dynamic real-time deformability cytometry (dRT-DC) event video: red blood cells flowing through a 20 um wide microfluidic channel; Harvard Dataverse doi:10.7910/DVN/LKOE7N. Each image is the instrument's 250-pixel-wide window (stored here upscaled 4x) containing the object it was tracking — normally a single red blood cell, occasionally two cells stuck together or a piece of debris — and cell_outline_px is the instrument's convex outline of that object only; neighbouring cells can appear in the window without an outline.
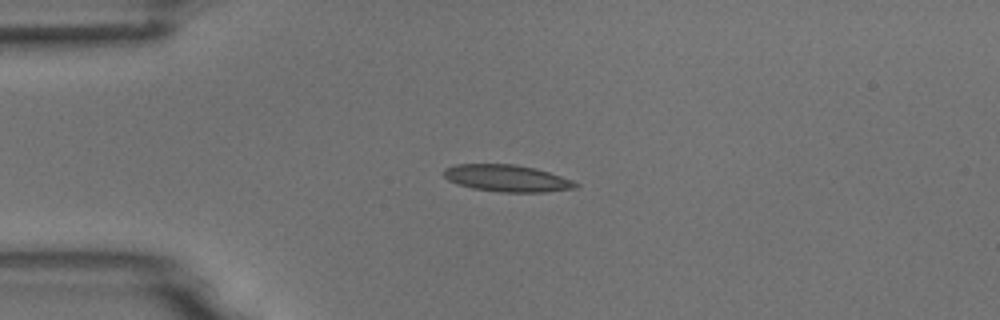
{"species": "common noctule bat (a hibernating species)", "species_latin": "Nyctalus noctula", "temperature_condition": "room temperature", "stored_images_in_passage": 7, "camera_frame_rate_fps": 3000, "um_per_image_px": 0.085, "animal": {"sex": "male", "body_mass_g": 18.8}, "frame": {"image": 1, "passage_image": 4, "time_ms": 3.333, "image_size_px": [1000, 320], "cell_outline_px": [[580, 184], [576, 188], [544, 192], [500, 192], [472, 188], [448, 180], [444, 176], [444, 168], [456, 164], [512, 164], [536, 168], [572, 180]], "centroid_in_image_um": [43.1, 15.15], "position_along_channel_um": 41.9, "area_um2": 20.52}}